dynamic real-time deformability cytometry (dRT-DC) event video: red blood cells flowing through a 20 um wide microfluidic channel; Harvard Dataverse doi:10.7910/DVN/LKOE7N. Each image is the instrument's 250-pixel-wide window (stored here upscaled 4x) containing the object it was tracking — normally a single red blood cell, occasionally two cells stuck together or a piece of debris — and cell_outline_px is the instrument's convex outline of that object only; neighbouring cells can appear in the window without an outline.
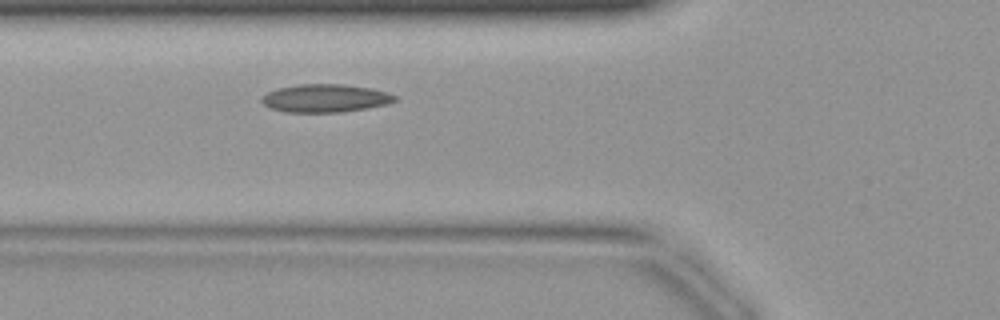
{"species": "common noctule bat (a hibernating species)", "species_latin": "Nyctalus noctula", "temperature_condition": "warm", "stored_images_in_passage": 31, "camera_frame_rate_fps": 3000, "um_per_image_px": 0.085, "animal": {"sex": "female", "body_mass_g": 19.9}, "frame": {"image": 1, "passage_image": 4, "time_ms": 1.0, "image_size_px": [1000, 320], "cell_outline_px": [[400, 100], [388, 104], [340, 112], [284, 112], [268, 108], [260, 100], [260, 96], [276, 88], [296, 84], [344, 84], [372, 88], [388, 92], [396, 96]], "centroid_in_image_um": [27.63, 8.34], "position_along_channel_um": 98.2, "area_um2": 22.08}}
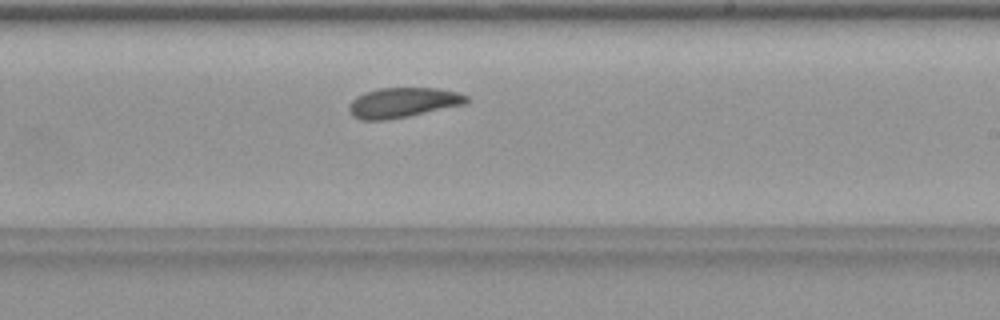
{"frame": {"image": 2, "passage_image": 14, "time_ms": 4.333, "image_size_px": [1000, 320], "cell_outline_px": [[468, 100], [464, 104], [408, 116], [388, 120], [360, 120], [352, 116], [348, 108], [348, 104], [356, 96], [364, 92], [380, 88], [436, 88], [456, 92], [468, 96]], "centroid_in_image_um": [34.18, 8.72], "position_along_channel_um": 254.8, "area_um2": 20.46}}
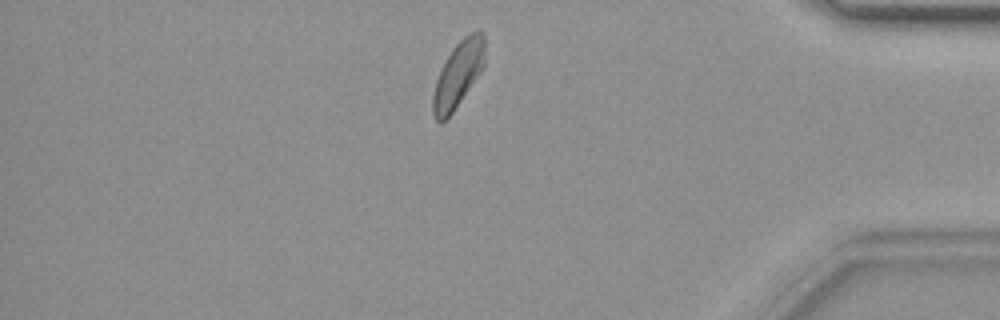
{"frame": {"image": 3, "passage_image": 25, "time_ms": 8.0, "image_size_px": [1000, 320], "cell_outline_px": [[484, 68], [452, 112], [440, 124], [436, 120], [432, 112], [432, 96], [436, 80], [440, 68], [452, 48], [464, 36], [476, 28], [480, 28], [484, 32]], "centroid_in_image_um": [38.95, 6.27], "position_along_channel_um": 396.3, "area_um2": 20.11}}